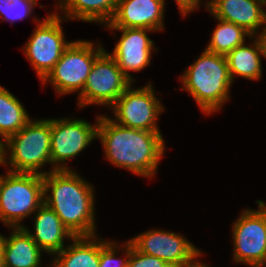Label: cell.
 I'll use <instances>...</instances> for the list:
<instances>
[{
	"label": "cell",
	"instance_id": "4316f807",
	"mask_svg": "<svg viewBox=\"0 0 266 267\" xmlns=\"http://www.w3.org/2000/svg\"><path fill=\"white\" fill-rule=\"evenodd\" d=\"M256 39L260 44L262 56L266 58V28L258 33Z\"/></svg>",
	"mask_w": 266,
	"mask_h": 267
},
{
	"label": "cell",
	"instance_id": "ac0fdd59",
	"mask_svg": "<svg viewBox=\"0 0 266 267\" xmlns=\"http://www.w3.org/2000/svg\"><path fill=\"white\" fill-rule=\"evenodd\" d=\"M96 236L74 237L71 245L55 254L49 267H99L100 241Z\"/></svg>",
	"mask_w": 266,
	"mask_h": 267
},
{
	"label": "cell",
	"instance_id": "603a6c76",
	"mask_svg": "<svg viewBox=\"0 0 266 267\" xmlns=\"http://www.w3.org/2000/svg\"><path fill=\"white\" fill-rule=\"evenodd\" d=\"M36 0H0L1 20L14 22L30 16Z\"/></svg>",
	"mask_w": 266,
	"mask_h": 267
},
{
	"label": "cell",
	"instance_id": "d6986e66",
	"mask_svg": "<svg viewBox=\"0 0 266 267\" xmlns=\"http://www.w3.org/2000/svg\"><path fill=\"white\" fill-rule=\"evenodd\" d=\"M64 20H81L108 24L116 11L118 0H58Z\"/></svg>",
	"mask_w": 266,
	"mask_h": 267
},
{
	"label": "cell",
	"instance_id": "7a4b0ae2",
	"mask_svg": "<svg viewBox=\"0 0 266 267\" xmlns=\"http://www.w3.org/2000/svg\"><path fill=\"white\" fill-rule=\"evenodd\" d=\"M93 189L72 169L43 175L44 203L75 237L96 235Z\"/></svg>",
	"mask_w": 266,
	"mask_h": 267
},
{
	"label": "cell",
	"instance_id": "7c38bea8",
	"mask_svg": "<svg viewBox=\"0 0 266 267\" xmlns=\"http://www.w3.org/2000/svg\"><path fill=\"white\" fill-rule=\"evenodd\" d=\"M129 242L139 252L162 259L170 267H189L203 254L184 236L169 231L153 229Z\"/></svg>",
	"mask_w": 266,
	"mask_h": 267
},
{
	"label": "cell",
	"instance_id": "8fae6325",
	"mask_svg": "<svg viewBox=\"0 0 266 267\" xmlns=\"http://www.w3.org/2000/svg\"><path fill=\"white\" fill-rule=\"evenodd\" d=\"M98 119L99 116L94 125L83 119H51L50 171L70 170L66 161L81 153L97 138Z\"/></svg>",
	"mask_w": 266,
	"mask_h": 267
},
{
	"label": "cell",
	"instance_id": "484cf974",
	"mask_svg": "<svg viewBox=\"0 0 266 267\" xmlns=\"http://www.w3.org/2000/svg\"><path fill=\"white\" fill-rule=\"evenodd\" d=\"M179 10L181 12V15L186 16L191 11L193 12L195 9H198L200 7V0H175Z\"/></svg>",
	"mask_w": 266,
	"mask_h": 267
},
{
	"label": "cell",
	"instance_id": "f1b7e54d",
	"mask_svg": "<svg viewBox=\"0 0 266 267\" xmlns=\"http://www.w3.org/2000/svg\"><path fill=\"white\" fill-rule=\"evenodd\" d=\"M3 253H2V243H1V234H0V266L3 265Z\"/></svg>",
	"mask_w": 266,
	"mask_h": 267
},
{
	"label": "cell",
	"instance_id": "3957f363",
	"mask_svg": "<svg viewBox=\"0 0 266 267\" xmlns=\"http://www.w3.org/2000/svg\"><path fill=\"white\" fill-rule=\"evenodd\" d=\"M182 90L188 91L201 111L211 114L220 110L230 99L233 83L226 57L204 50L180 77Z\"/></svg>",
	"mask_w": 266,
	"mask_h": 267
},
{
	"label": "cell",
	"instance_id": "2e32d148",
	"mask_svg": "<svg viewBox=\"0 0 266 267\" xmlns=\"http://www.w3.org/2000/svg\"><path fill=\"white\" fill-rule=\"evenodd\" d=\"M35 214L34 234L25 226L23 228L43 252L54 256L66 247L63 243L65 238H69L72 241L75 237L63 225L57 214L45 203L37 209Z\"/></svg>",
	"mask_w": 266,
	"mask_h": 267
},
{
	"label": "cell",
	"instance_id": "4fadbf2b",
	"mask_svg": "<svg viewBox=\"0 0 266 267\" xmlns=\"http://www.w3.org/2000/svg\"><path fill=\"white\" fill-rule=\"evenodd\" d=\"M122 31L121 38L115 43L113 53L109 54L118 64L125 76L134 82L128 71L138 72L150 65L151 53L157 48L148 37L147 32L154 30L146 28H110ZM155 48V49H154Z\"/></svg>",
	"mask_w": 266,
	"mask_h": 267
},
{
	"label": "cell",
	"instance_id": "8992f818",
	"mask_svg": "<svg viewBox=\"0 0 266 267\" xmlns=\"http://www.w3.org/2000/svg\"><path fill=\"white\" fill-rule=\"evenodd\" d=\"M77 40L65 49L53 69L41 81L50 82L58 95L82 92L95 59L104 51L101 44Z\"/></svg>",
	"mask_w": 266,
	"mask_h": 267
},
{
	"label": "cell",
	"instance_id": "30bf717a",
	"mask_svg": "<svg viewBox=\"0 0 266 267\" xmlns=\"http://www.w3.org/2000/svg\"><path fill=\"white\" fill-rule=\"evenodd\" d=\"M131 87L110 107L115 116L113 121L128 128L160 132L156 121L164 108L154 94V87L151 84L138 89Z\"/></svg>",
	"mask_w": 266,
	"mask_h": 267
},
{
	"label": "cell",
	"instance_id": "5bb4252c",
	"mask_svg": "<svg viewBox=\"0 0 266 267\" xmlns=\"http://www.w3.org/2000/svg\"><path fill=\"white\" fill-rule=\"evenodd\" d=\"M165 0H118L108 28H146L163 31Z\"/></svg>",
	"mask_w": 266,
	"mask_h": 267
},
{
	"label": "cell",
	"instance_id": "d4e9b609",
	"mask_svg": "<svg viewBox=\"0 0 266 267\" xmlns=\"http://www.w3.org/2000/svg\"><path fill=\"white\" fill-rule=\"evenodd\" d=\"M128 267H170L165 261L155 256L139 252L130 243V257Z\"/></svg>",
	"mask_w": 266,
	"mask_h": 267
},
{
	"label": "cell",
	"instance_id": "9c48e42d",
	"mask_svg": "<svg viewBox=\"0 0 266 267\" xmlns=\"http://www.w3.org/2000/svg\"><path fill=\"white\" fill-rule=\"evenodd\" d=\"M62 19L64 17L55 13L48 15L41 22L36 18L37 28L27 41L25 48L22 49L41 81L53 69L65 49L71 44L64 39Z\"/></svg>",
	"mask_w": 266,
	"mask_h": 267
},
{
	"label": "cell",
	"instance_id": "ba28073f",
	"mask_svg": "<svg viewBox=\"0 0 266 267\" xmlns=\"http://www.w3.org/2000/svg\"><path fill=\"white\" fill-rule=\"evenodd\" d=\"M131 85L132 82L120 70L116 61L104 50L95 59L84 88L78 95V106H112Z\"/></svg>",
	"mask_w": 266,
	"mask_h": 267
},
{
	"label": "cell",
	"instance_id": "ffe728a7",
	"mask_svg": "<svg viewBox=\"0 0 266 267\" xmlns=\"http://www.w3.org/2000/svg\"><path fill=\"white\" fill-rule=\"evenodd\" d=\"M253 38L255 39L250 46L244 43L234 48L225 56L229 75L233 83L235 75L250 80H259L261 78V47L256 37L253 36Z\"/></svg>",
	"mask_w": 266,
	"mask_h": 267
},
{
	"label": "cell",
	"instance_id": "277c9868",
	"mask_svg": "<svg viewBox=\"0 0 266 267\" xmlns=\"http://www.w3.org/2000/svg\"><path fill=\"white\" fill-rule=\"evenodd\" d=\"M6 154L9 172L40 175L51 172L39 171L43 170L42 166L51 165V119L30 120L16 134L8 137L4 141L3 165L8 164Z\"/></svg>",
	"mask_w": 266,
	"mask_h": 267
},
{
	"label": "cell",
	"instance_id": "e0dca14e",
	"mask_svg": "<svg viewBox=\"0 0 266 267\" xmlns=\"http://www.w3.org/2000/svg\"><path fill=\"white\" fill-rule=\"evenodd\" d=\"M12 234H1L3 263L7 267H41L42 250L24 228H12Z\"/></svg>",
	"mask_w": 266,
	"mask_h": 267
},
{
	"label": "cell",
	"instance_id": "6da1fadb",
	"mask_svg": "<svg viewBox=\"0 0 266 267\" xmlns=\"http://www.w3.org/2000/svg\"><path fill=\"white\" fill-rule=\"evenodd\" d=\"M97 138L110 163L148 178L156 173L165 150L162 133L124 127L106 115H99Z\"/></svg>",
	"mask_w": 266,
	"mask_h": 267
},
{
	"label": "cell",
	"instance_id": "9a60e30c",
	"mask_svg": "<svg viewBox=\"0 0 266 267\" xmlns=\"http://www.w3.org/2000/svg\"><path fill=\"white\" fill-rule=\"evenodd\" d=\"M266 0H209L206 8L214 18L243 27L256 36L261 26L266 28Z\"/></svg>",
	"mask_w": 266,
	"mask_h": 267
},
{
	"label": "cell",
	"instance_id": "5b68a950",
	"mask_svg": "<svg viewBox=\"0 0 266 267\" xmlns=\"http://www.w3.org/2000/svg\"><path fill=\"white\" fill-rule=\"evenodd\" d=\"M44 203L43 175L9 172L0 183V221L12 228H23L24 218Z\"/></svg>",
	"mask_w": 266,
	"mask_h": 267
},
{
	"label": "cell",
	"instance_id": "83f0119b",
	"mask_svg": "<svg viewBox=\"0 0 266 267\" xmlns=\"http://www.w3.org/2000/svg\"><path fill=\"white\" fill-rule=\"evenodd\" d=\"M189 267H211V266H207L205 265L204 263H201L200 261H196L194 264H192L191 266Z\"/></svg>",
	"mask_w": 266,
	"mask_h": 267
},
{
	"label": "cell",
	"instance_id": "44dd1931",
	"mask_svg": "<svg viewBox=\"0 0 266 267\" xmlns=\"http://www.w3.org/2000/svg\"><path fill=\"white\" fill-rule=\"evenodd\" d=\"M30 120L22 103L0 85V136L3 140L16 134Z\"/></svg>",
	"mask_w": 266,
	"mask_h": 267
},
{
	"label": "cell",
	"instance_id": "52a82bcc",
	"mask_svg": "<svg viewBox=\"0 0 266 267\" xmlns=\"http://www.w3.org/2000/svg\"><path fill=\"white\" fill-rule=\"evenodd\" d=\"M259 209H244L233 223L234 261L251 267L266 265V204L256 201Z\"/></svg>",
	"mask_w": 266,
	"mask_h": 267
},
{
	"label": "cell",
	"instance_id": "7402d4cb",
	"mask_svg": "<svg viewBox=\"0 0 266 267\" xmlns=\"http://www.w3.org/2000/svg\"><path fill=\"white\" fill-rule=\"evenodd\" d=\"M216 20L219 21V24L214 29L206 50L226 56L237 46L243 45L245 37L254 39L243 27L221 19L216 18Z\"/></svg>",
	"mask_w": 266,
	"mask_h": 267
},
{
	"label": "cell",
	"instance_id": "cb8c5ba5",
	"mask_svg": "<svg viewBox=\"0 0 266 267\" xmlns=\"http://www.w3.org/2000/svg\"><path fill=\"white\" fill-rule=\"evenodd\" d=\"M123 253L125 250V259L116 258V253L118 252V248L122 249V247H119V245H116V242L111 241H102L100 239V262L99 267H128V260L130 257V242L127 241L125 244H123Z\"/></svg>",
	"mask_w": 266,
	"mask_h": 267
}]
</instances>
